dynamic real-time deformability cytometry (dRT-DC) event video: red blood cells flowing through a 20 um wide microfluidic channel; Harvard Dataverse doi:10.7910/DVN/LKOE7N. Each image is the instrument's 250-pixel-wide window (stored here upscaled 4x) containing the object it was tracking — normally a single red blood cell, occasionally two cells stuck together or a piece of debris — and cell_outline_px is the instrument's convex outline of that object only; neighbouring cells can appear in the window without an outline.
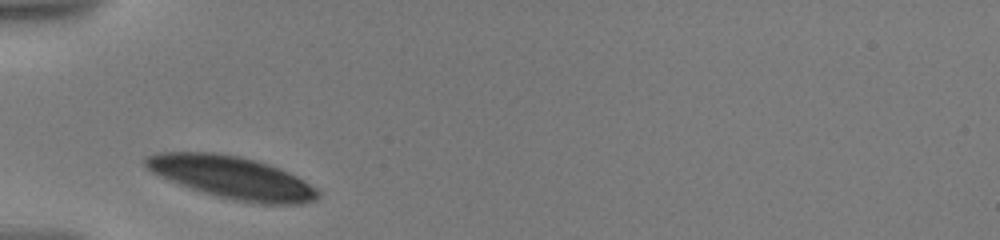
{"species": "human", "species_latin": "Homo sapiens", "temperature_condition": "warm", "stored_images_in_passage": 9, "camera_frame_rate_fps": 3000, "um_per_image_px": 0.085, "donor": {"sex": "male"}, "frame": {"image": 1, "passage_image": 1, "time_ms": 0.0, "image_size_px": [1000, 240], "cell_outline_px": [[320, 196], [316, 200], [300, 204], [260, 204], [236, 200], [216, 196], [180, 184], [160, 176], [152, 172], [140, 160], [144, 156], [156, 152], [216, 152], [240, 156], [256, 160], [280, 168], [304, 180], [316, 188], [320, 192]], "centroid_in_image_um": [19.71, 15.07], "position_along_channel_um": 65.3, "area_um2": 42.71}}
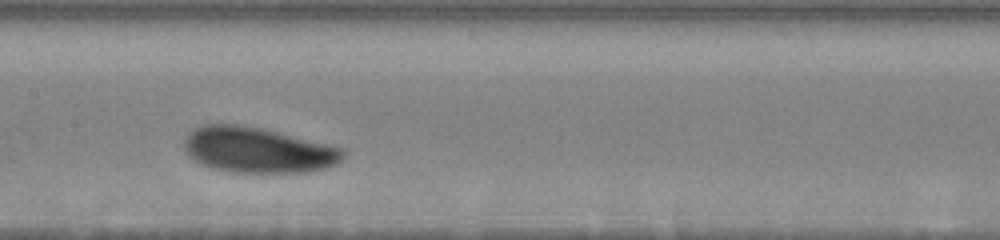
{"frame": {"image": 2, "passage_image": 6, "time_ms": 3.667, "image_size_px": [1000, 240], "cell_outline_px": [[344, 156], [336, 164], [328, 168], [308, 172], [228, 172], [208, 168], [200, 164], [188, 156], [184, 152], [184, 136], [192, 128], [204, 124], [236, 124], [260, 128], [340, 148], [344, 152]], "centroid_in_image_um": [21.8, 12.76], "position_along_channel_um": 185.6, "area_um2": 42.14}}
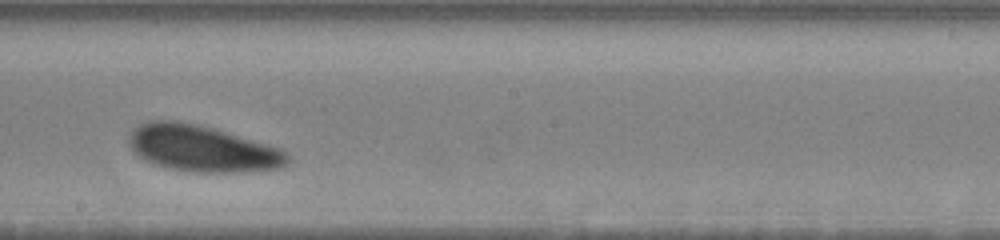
{"frame": {"image": 3, "passage_image": 8, "time_ms": 5.0, "image_size_px": [1000, 240], "cell_outline_px": [[292, 160], [284, 168], [240, 172], [192, 172], [168, 168], [152, 164], [144, 160], [128, 144], [128, 140], [132, 132], [140, 124], [148, 120], [176, 120], [212, 128], [280, 148], [288, 152]], "centroid_in_image_um": [17.23, 12.64], "position_along_channel_um": 231.0, "area_um2": 42.89}}